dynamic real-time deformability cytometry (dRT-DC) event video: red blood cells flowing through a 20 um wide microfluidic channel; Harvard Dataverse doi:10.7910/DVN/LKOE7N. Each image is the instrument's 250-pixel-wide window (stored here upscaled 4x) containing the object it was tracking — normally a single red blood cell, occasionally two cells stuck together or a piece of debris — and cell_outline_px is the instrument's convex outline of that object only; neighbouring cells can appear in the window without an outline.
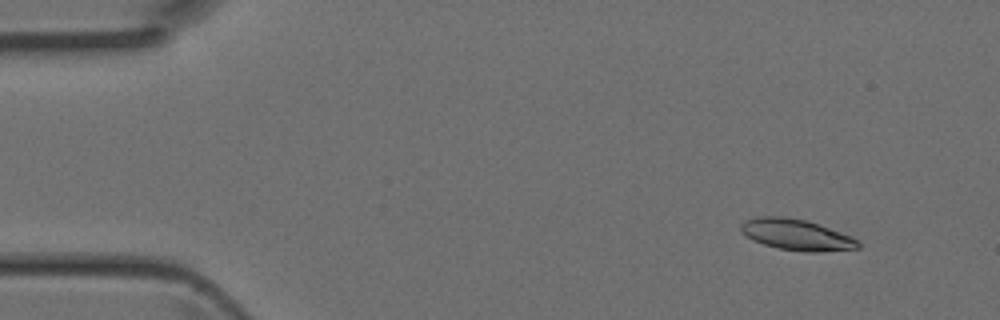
{"species": "Egyptian fruit bat (a non-hibernating species)", "species_latin": "Rousettus aegyptiacus", "temperature_condition": "room temperature", "stored_images_in_passage": 5, "camera_frame_rate_fps": 3000, "um_per_image_px": 0.085, "animal": {"sex": "female"}, "frame": {"image": 1, "passage_image": 1, "time_ms": 0.0, "image_size_px": [1000, 320], "cell_outline_px": [[860, 248], [816, 252], [804, 252], [780, 248], [764, 244], [752, 240], [740, 232], [740, 224], [744, 220], [756, 216], [788, 216], [808, 220], [852, 236], [860, 244]], "centroid_in_image_um": [67.66, 19.93], "position_along_channel_um": 17.3, "area_um2": 21.44}}
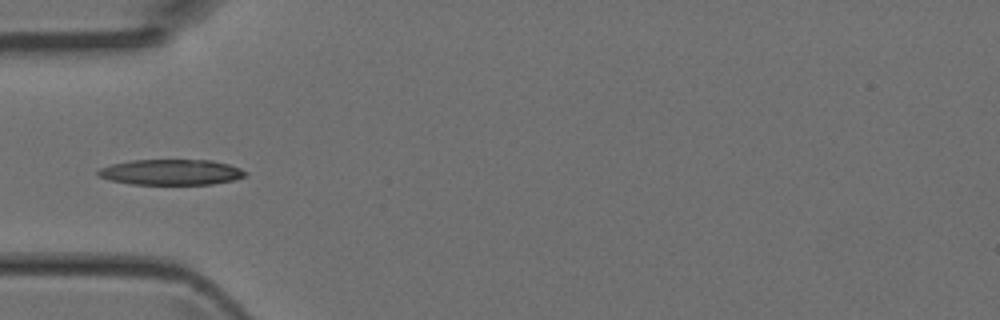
{"frame": {"image": 2, "passage_image": 4, "time_ms": 1.0, "image_size_px": [1000, 320], "cell_outline_px": [[248, 172], [244, 176], [232, 180], [212, 184], [132, 184], [108, 180], [100, 176], [96, 172], [100, 168], [112, 164], [132, 160], [212, 160], [228, 164], [240, 168]], "centroid_in_image_um": [14.54, 14.63], "position_along_channel_um": 70.5, "area_um2": 21.85}}
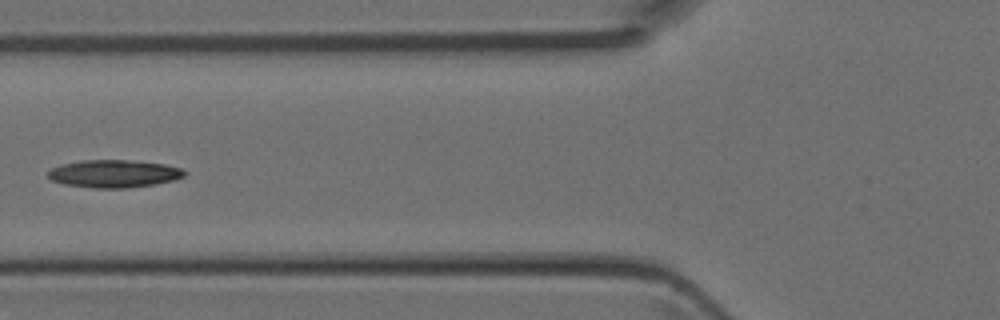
{"frame": {"image": 3, "passage_image": 5, "time_ms": 1.333, "image_size_px": [1000, 320], "cell_outline_px": [[188, 172], [184, 176], [172, 180], [156, 184], [128, 188], [92, 188], [64, 184], [52, 180], [48, 176], [48, 172], [52, 168], [60, 164], [80, 160], [128, 160], [164, 164], [180, 168]], "centroid_in_image_um": [9.67, 14.76], "position_along_channel_um": 116.1, "area_um2": 22.02}}